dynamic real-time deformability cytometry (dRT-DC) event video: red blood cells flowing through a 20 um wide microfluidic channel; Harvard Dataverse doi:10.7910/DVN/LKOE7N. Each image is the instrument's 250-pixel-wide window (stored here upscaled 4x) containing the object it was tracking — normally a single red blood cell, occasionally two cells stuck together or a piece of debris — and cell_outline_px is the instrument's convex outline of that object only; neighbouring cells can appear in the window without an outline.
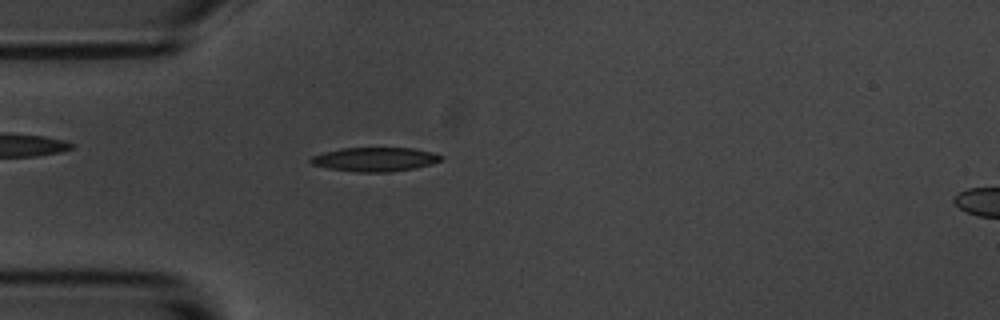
{"species": "common noctule bat (a hibernating species)", "species_latin": "Nyctalus noctula", "temperature_condition": "room temperature", "stored_images_in_passage": 55, "camera_frame_rate_fps": 3000, "um_per_image_px": 0.085, "animal": {"sex": "male", "body_mass_g": 20.1, "forearm_length_mm": 53.5}, "frame": {"image": 1, "passage_image": 15, "time_ms": 4.667, "image_size_px": [1000, 320], "cell_outline_px": [[444, 156], [440, 160], [432, 164], [412, 168], [388, 172], [356, 172], [328, 168], [312, 164], [308, 160], [312, 156], [324, 152], [340, 148], [412, 148], [432, 152]], "centroid_in_image_um": [31.85, 13.54], "position_along_channel_um": 53.2, "area_um2": 18.15}}
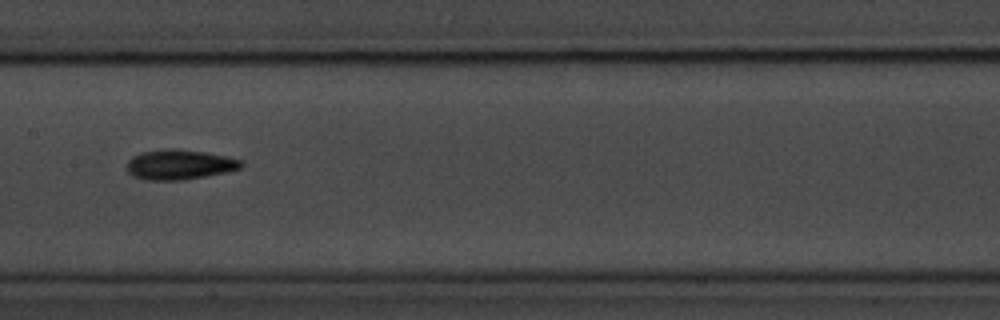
{"frame": {"image": 2, "passage_image": 27, "time_ms": 8.667, "image_size_px": [1000, 320], "cell_outline_px": [[244, 164], [240, 168], [228, 172], [184, 180], [144, 180], [132, 176], [128, 172], [128, 160], [132, 156], [140, 152], [176, 148], [204, 152], [244, 160]], "centroid_in_image_um": [15.26, 14.0], "position_along_channel_um": 192.1, "area_um2": 20.06}}
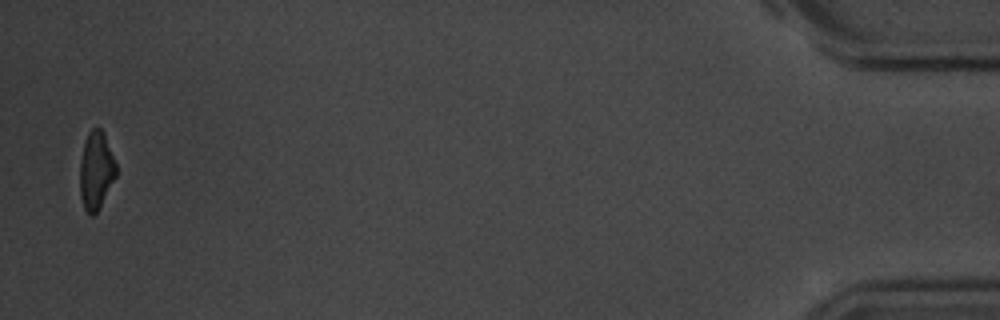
{"frame": {"image": 3, "passage_image": 54, "time_ms": 17.667, "image_size_px": [1000, 320], "cell_outline_px": [[116, 176], [96, 212], [92, 216], [84, 208], [80, 196], [80, 164], [84, 144], [88, 132], [96, 124], [104, 132], [116, 164]], "centroid_in_image_um": [8.16, 14.44], "position_along_channel_um": 427.0, "area_um2": 16.24}, "authors_computed_cell_mechanics": {"area_um2": 17.9758, "velocity_mm_per_s": 3.6216, "shape_relaxation_time_tau1_ms": 4.177, "shape_relaxation_time_tau2_ms": null, "deformation_change_tau1": 0.1466, "deformation_change_tau2": null}}